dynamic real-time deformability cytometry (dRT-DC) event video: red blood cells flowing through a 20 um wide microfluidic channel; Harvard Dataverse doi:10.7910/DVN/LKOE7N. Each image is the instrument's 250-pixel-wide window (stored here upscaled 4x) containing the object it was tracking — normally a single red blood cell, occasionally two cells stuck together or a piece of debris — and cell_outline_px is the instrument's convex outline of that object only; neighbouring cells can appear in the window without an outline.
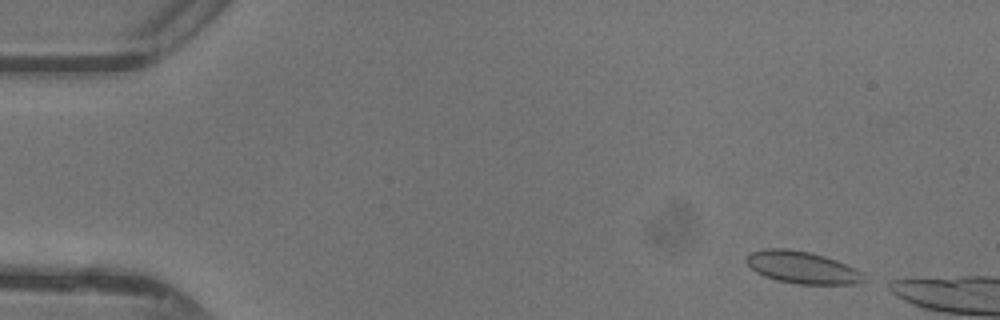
{"species": "common noctule bat (a hibernating species)", "species_latin": "Nyctalus noctula", "temperature_condition": "warm", "stored_images_in_passage": 40, "camera_frame_rate_fps": 3000, "um_per_image_px": 0.085, "animal": {"sex": "female"}, "frame": {"image": 1, "passage_image": 2, "time_ms": 0.333, "image_size_px": [1000, 320], "cell_outline_px": [[864, 280], [856, 284], [796, 284], [776, 280], [764, 276], [756, 272], [744, 260], [752, 252], [764, 248], [788, 248], [808, 252], [824, 256], [836, 260], [860, 272], [864, 276]], "centroid_in_image_um": [68.13, 22.73], "position_along_channel_um": 16.9, "area_um2": 21.79}}
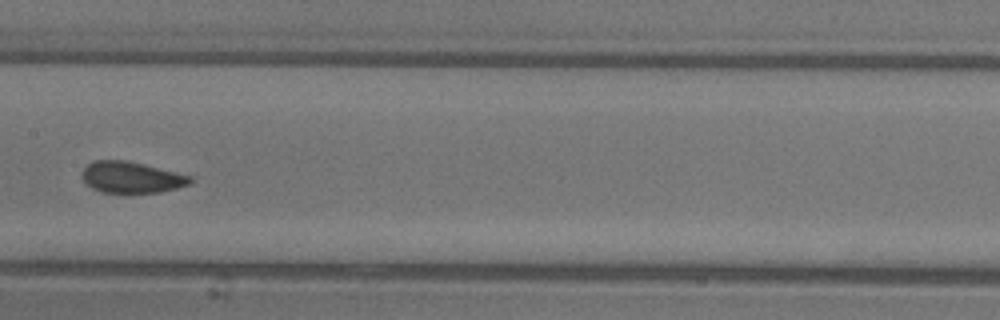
{"frame": {"image": 2, "passage_image": 22, "time_ms": 7.0, "image_size_px": [1000, 320], "cell_outline_px": [[192, 180], [188, 184], [176, 188], [160, 192], [100, 192], [92, 188], [80, 176], [80, 172], [92, 160], [124, 160], [144, 164], [192, 176]], "centroid_in_image_um": [11.13, 15.06], "position_along_channel_um": 196.3, "area_um2": 19.59}}
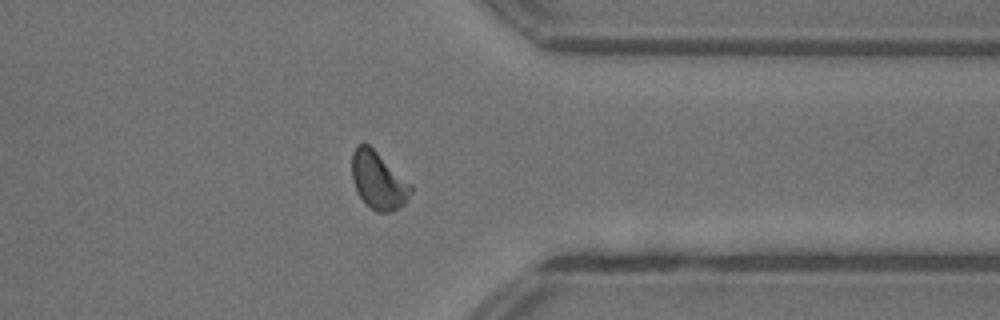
{"frame": {"image": 3, "passage_image": 35, "time_ms": 11.333, "image_size_px": [1000, 320], "cell_outline_px": [[412, 192], [408, 200], [404, 204], [392, 212], [376, 212], [364, 204], [356, 192], [352, 180], [352, 152], [356, 144], [368, 144], [412, 184]], "centroid_in_image_um": [32.15, 15.37], "position_along_channel_um": 379.3, "area_um2": 20.0}, "authors_computed_cell_mechanics": {"area_um2": 20.0277, "velocity_mm_per_s": 4.3841, "shape_relaxation_time_tau1_ms": 3.7882, "shape_relaxation_time_tau2_ms": 1.3983, "deformation_change_tau1": 0.0949, "deformation_change_tau2": 0.0604}}